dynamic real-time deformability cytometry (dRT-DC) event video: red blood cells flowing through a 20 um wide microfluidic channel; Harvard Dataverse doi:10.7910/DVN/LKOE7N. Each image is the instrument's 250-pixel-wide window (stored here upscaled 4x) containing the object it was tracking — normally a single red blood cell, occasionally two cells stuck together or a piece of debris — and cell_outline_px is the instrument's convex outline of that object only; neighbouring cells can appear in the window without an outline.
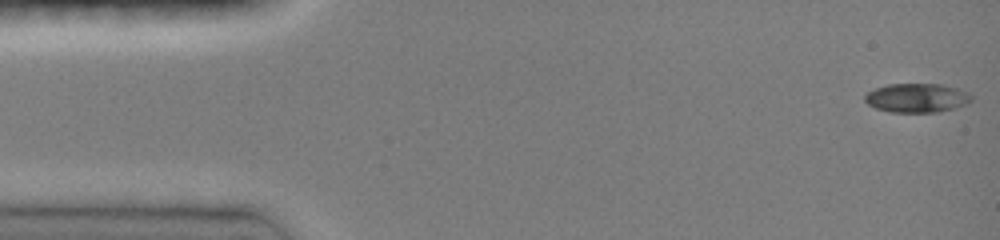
{"species": "common noctule bat (a hibernating species)", "species_latin": "Nyctalus noctula", "temperature_condition": "room temperature", "stored_images_in_passage": 11, "camera_frame_rate_fps": 3000, "um_per_image_px": 0.085, "animal": {"sex": "female", "body_mass_g": 19.0, "forearm_length_mm": 51.5}, "frame": {"image": 1, "passage_image": 1, "time_ms": 0.0, "image_size_px": [1000, 240], "cell_outline_px": [[972, 100], [968, 104], [936, 112], [888, 112], [876, 108], [868, 104], [864, 100], [864, 96], [868, 92], [876, 88], [888, 84], [940, 84], [956, 88], [968, 92], [972, 96]], "centroid_in_image_um": [77.93, 8.32], "position_along_channel_um": 7.1, "area_um2": 17.98}}
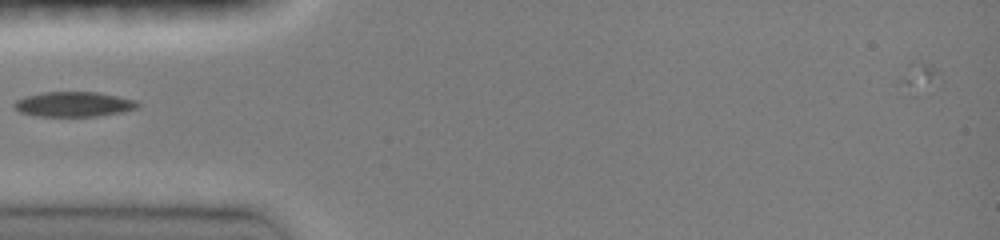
{"frame": {"image": 2, "passage_image": 8, "time_ms": 2.333, "image_size_px": [1000, 240], "cell_outline_px": [[140, 104], [136, 108], [120, 112], [96, 116], [32, 116], [20, 112], [12, 108], [12, 104], [16, 100], [24, 96], [44, 92], [96, 92], [136, 100]], "centroid_in_image_um": [6.18, 8.86], "position_along_channel_um": 78.8, "area_um2": 17.98}}
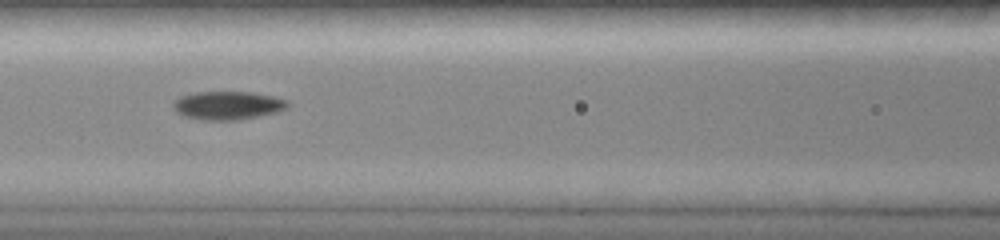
{"frame": {"image": 3, "passage_image": 10, "time_ms": 3.0, "image_size_px": [1000, 240], "cell_outline_px": [[288, 108], [276, 112], [240, 120], [204, 120], [184, 116], [176, 112], [172, 108], [172, 104], [180, 96], [196, 92], [252, 92], [272, 96], [288, 100]], "centroid_in_image_um": [19.35, 8.96], "position_along_channel_um": 147.3, "area_um2": 18.96}}